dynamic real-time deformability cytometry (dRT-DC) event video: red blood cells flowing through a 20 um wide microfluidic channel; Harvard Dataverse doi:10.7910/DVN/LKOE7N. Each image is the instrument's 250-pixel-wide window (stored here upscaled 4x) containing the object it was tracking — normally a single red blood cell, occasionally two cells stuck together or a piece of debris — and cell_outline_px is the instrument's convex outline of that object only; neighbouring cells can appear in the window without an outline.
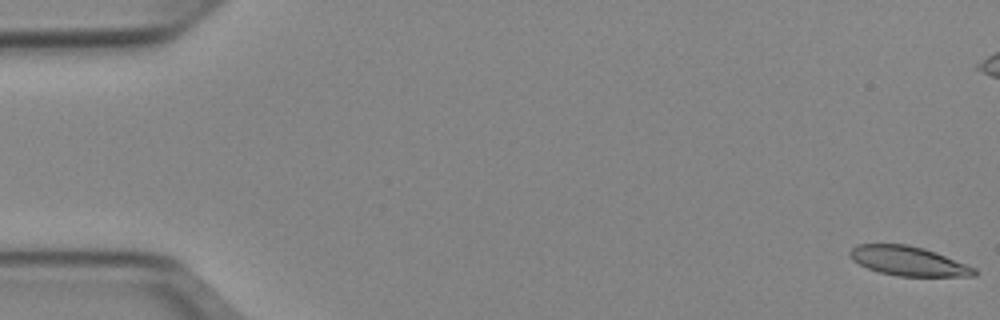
{"species": "Egyptian fruit bat (a non-hibernating species)", "species_latin": "Rousettus aegyptiacus", "temperature_condition": "cold", "stored_images_in_passage": 53, "camera_frame_rate_fps": 3000, "um_per_image_px": 0.085, "animal": {"sex": "female"}, "frame": {"image": 1, "passage_image": 1, "time_ms": 0.0, "image_size_px": [1000, 320], "cell_outline_px": [[976, 276], [900, 276], [880, 272], [868, 268], [852, 260], [848, 252], [856, 244], [908, 244], [924, 248], [936, 252], [976, 268]], "centroid_in_image_um": [77.2, 22.18], "position_along_channel_um": 7.8, "area_um2": 21.21}}
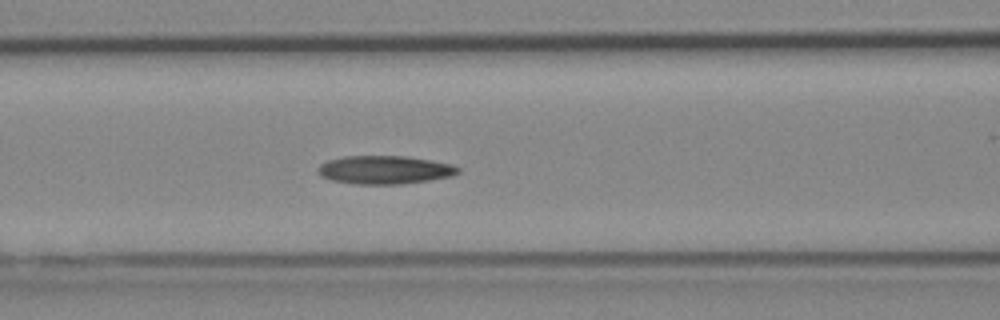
{"frame": {"image": 2, "passage_image": 22, "time_ms": 7.0, "image_size_px": [1000, 320], "cell_outline_px": [[460, 172], [452, 176], [428, 180], [400, 184], [356, 184], [332, 180], [320, 176], [316, 172], [316, 168], [320, 164], [328, 160], [344, 156], [408, 156], [432, 160], [452, 164], [460, 168]], "centroid_in_image_um": [32.68, 14.43], "position_along_channel_um": 133.9, "area_um2": 23.29}}
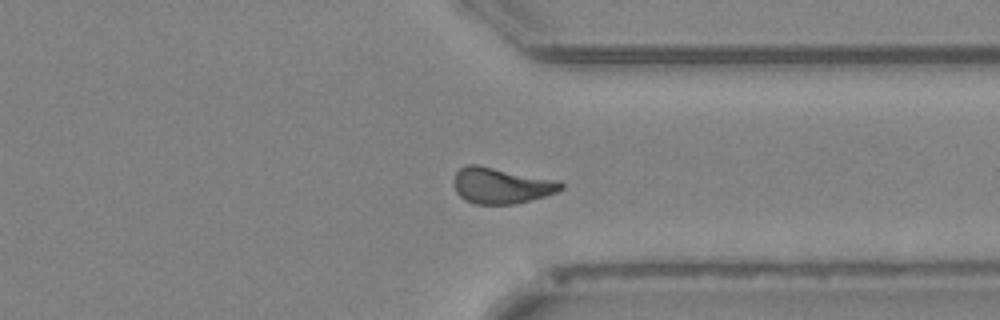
{"frame": {"image": 3, "passage_image": 40, "time_ms": 13.0, "image_size_px": [1000, 320], "cell_outline_px": [[564, 188], [556, 192], [544, 196], [512, 204], [476, 204], [464, 200], [456, 192], [456, 172], [460, 168], [468, 164], [480, 164], [560, 180], [564, 184]], "centroid_in_image_um": [42.65, 15.75], "position_along_channel_um": 368.8, "area_um2": 22.54}, "authors_computed_cell_mechanics": {"area_um2": 21.8484, "velocity_mm_per_s": 3.9226, "shape_relaxation_time_tau1_ms": 4.4101, "shape_relaxation_time_tau2_ms": 4.9441, "deformation_change_tau1": 0.1518, "deformation_change_tau2": 0.1319}}